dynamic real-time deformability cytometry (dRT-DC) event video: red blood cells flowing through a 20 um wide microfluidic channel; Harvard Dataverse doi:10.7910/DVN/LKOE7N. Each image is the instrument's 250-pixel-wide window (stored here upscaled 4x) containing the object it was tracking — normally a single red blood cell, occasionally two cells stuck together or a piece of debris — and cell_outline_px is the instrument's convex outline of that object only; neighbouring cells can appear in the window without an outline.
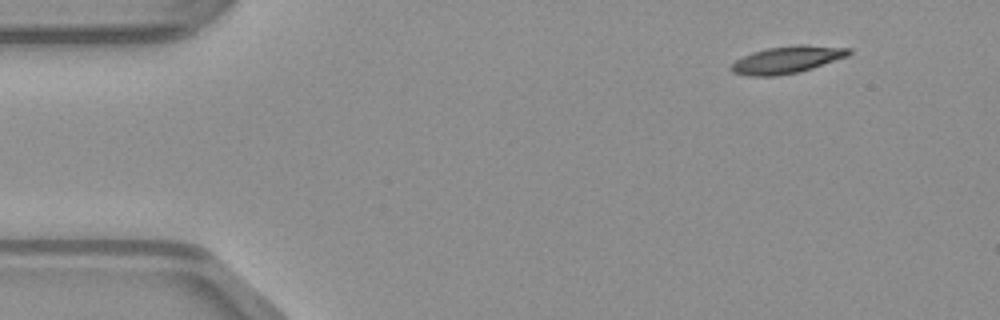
{"species": "common noctule bat (a hibernating species)", "species_latin": "Nyctalus noctula", "temperature_condition": "warm", "stored_images_in_passage": 45, "camera_frame_rate_fps": 3000, "um_per_image_px": 0.085, "animal": {"sex": "male", "body_mass_g": 23.1, "forearm_length_mm": 52.7}, "frame": {"image": 1, "passage_image": 1, "time_ms": 0.0, "image_size_px": [1000, 320], "cell_outline_px": [[852, 52], [848, 56], [800, 72], [776, 76], [748, 76], [732, 72], [728, 68], [736, 60], [752, 52], [768, 48], [800, 44], [852, 48]], "centroid_in_image_um": [66.9, 5.08], "position_along_channel_um": 18.1, "area_um2": 18.67}}
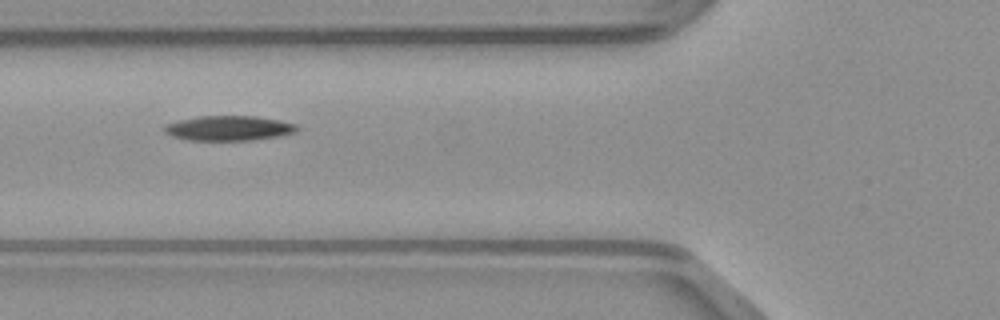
{"frame": {"image": 2, "passage_image": 14, "time_ms": 4.333, "image_size_px": [1000, 320], "cell_outline_px": [[300, 128], [296, 132], [280, 136], [252, 140], [188, 140], [172, 136], [164, 132], [164, 124], [180, 120], [200, 116], [256, 116], [280, 120], [296, 124]], "centroid_in_image_um": [19.47, 10.89], "position_along_channel_um": 106.3, "area_um2": 19.31}}
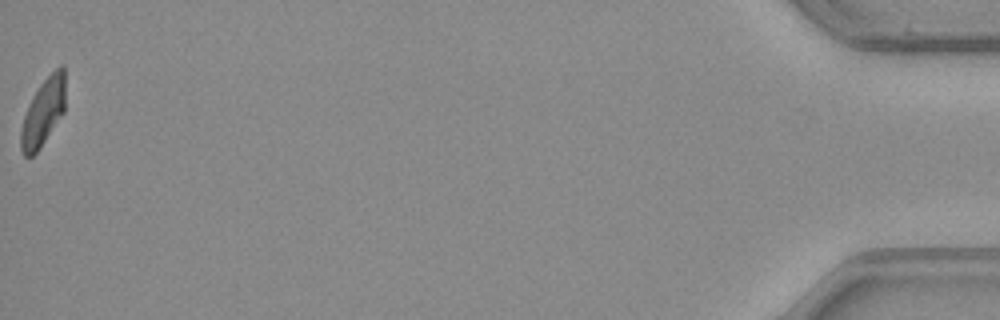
{"frame": {"image": 3, "passage_image": 45, "time_ms": 14.667, "image_size_px": [1000, 320], "cell_outline_px": [[64, 112], [40, 148], [32, 156], [24, 156], [20, 148], [20, 132], [24, 116], [28, 104], [32, 96], [40, 84], [60, 64], [64, 64]], "centroid_in_image_um": [3.66, 9.54], "position_along_channel_um": 431.5, "area_um2": 17.34}}